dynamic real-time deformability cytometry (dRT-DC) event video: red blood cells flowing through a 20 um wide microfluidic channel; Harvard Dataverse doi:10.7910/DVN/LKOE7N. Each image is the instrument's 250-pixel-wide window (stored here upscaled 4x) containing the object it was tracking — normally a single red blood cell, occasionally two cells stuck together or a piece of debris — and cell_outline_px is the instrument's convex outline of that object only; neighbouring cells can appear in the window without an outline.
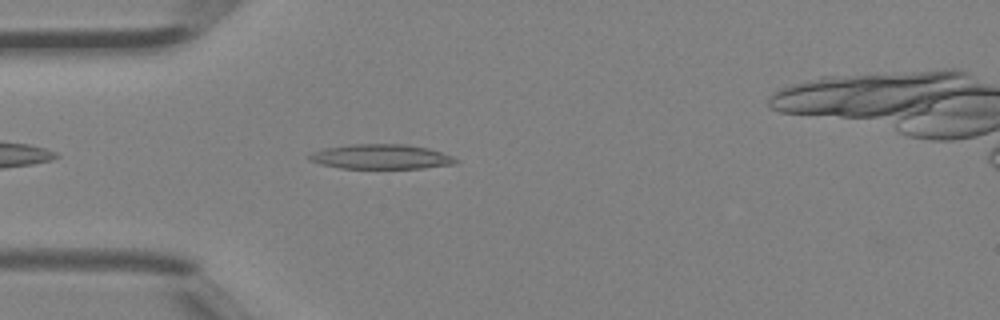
{"species": "Egyptian fruit bat (a non-hibernating species)", "species_latin": "Rousettus aegyptiacus", "temperature_condition": "room temperature", "stored_images_in_passage": 30, "camera_frame_rate_fps": 3000, "um_per_image_px": 0.085, "animal": {"sex": "female"}, "frame": {"image": 1, "passage_image": 3, "time_ms": 0.667, "image_size_px": [1000, 320], "cell_outline_px": [[460, 160], [456, 164], [424, 168], [340, 168], [320, 164], [308, 160], [308, 156], [312, 152], [324, 148], [352, 144], [408, 144], [428, 148], [452, 156]], "centroid_in_image_um": [32.4, 13.32], "position_along_channel_um": 52.6, "area_um2": 21.21}}
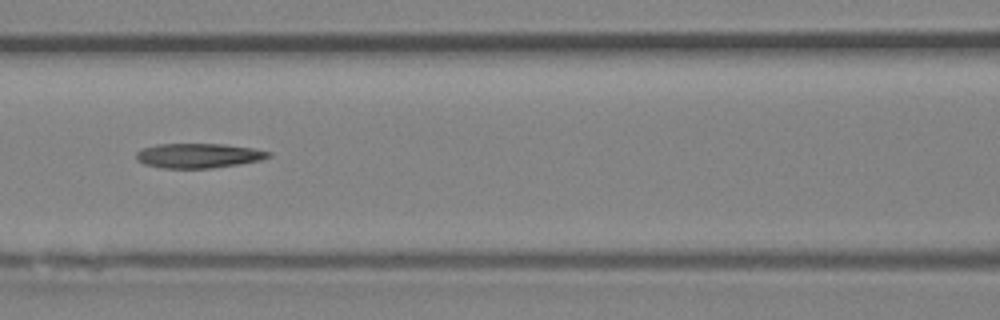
{"frame": {"image": 2, "passage_image": 10, "time_ms": 3.0, "image_size_px": [1000, 320], "cell_outline_px": [[272, 156], [260, 160], [236, 164], [208, 168], [164, 168], [144, 164], [136, 160], [136, 152], [140, 148], [156, 144], [224, 144], [252, 148], [272, 152]], "centroid_in_image_um": [16.83, 13.22], "position_along_channel_um": 149.8, "area_um2": 18.96}}
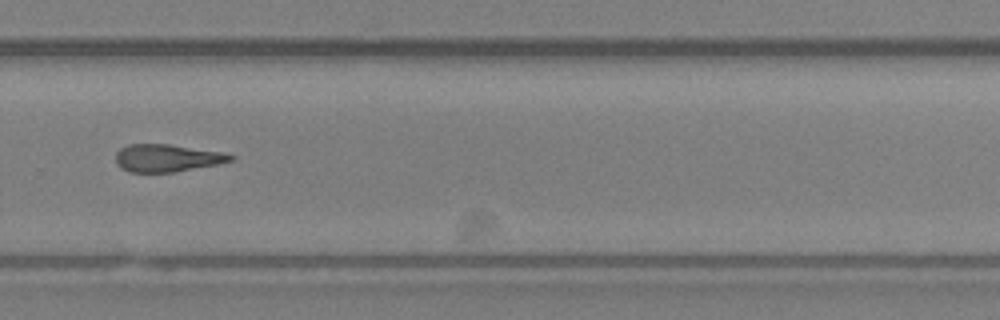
{"frame": {"image": 3, "passage_image": 21, "time_ms": 6.667, "image_size_px": [1000, 320], "cell_outline_px": [[236, 156], [232, 160], [220, 164], [176, 172], [132, 172], [120, 168], [116, 164], [116, 152], [120, 148], [128, 144], [168, 144], [224, 152]], "centroid_in_image_um": [14.21, 13.43], "position_along_channel_um": 315.6, "area_um2": 18.61}, "authors_computed_cell_mechanics": {"area_um2": 19.2763, "velocity_mm_per_s": 4.5336, "shape_relaxation_time_tau1_ms": null, "shape_relaxation_time_tau2_ms": 5.1279, "deformation_change_tau1": null, "deformation_change_tau2": 0.1756}}